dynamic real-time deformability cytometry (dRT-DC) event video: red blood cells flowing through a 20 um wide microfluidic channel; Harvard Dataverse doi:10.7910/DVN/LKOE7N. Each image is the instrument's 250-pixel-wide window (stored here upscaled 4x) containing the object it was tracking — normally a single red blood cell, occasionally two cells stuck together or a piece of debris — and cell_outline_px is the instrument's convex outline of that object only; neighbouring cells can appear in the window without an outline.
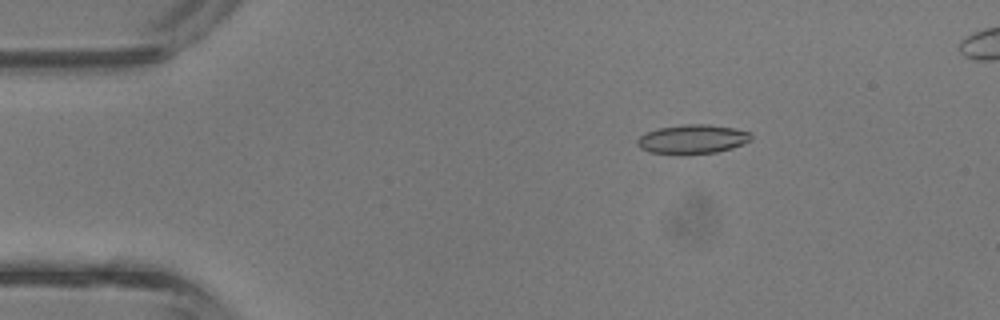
{"species": "common noctule bat (a hibernating species)", "species_latin": "Nyctalus noctula", "temperature_condition": "room temperature", "stored_images_in_passage": 4, "camera_frame_rate_fps": 3000, "um_per_image_px": 0.085, "animal": {"sex": "male", "body_mass_g": 13.3}, "frame": {"image": 1, "passage_image": 2, "time_ms": 0.333, "image_size_px": [1000, 320], "cell_outline_px": [[752, 140], [744, 144], [732, 148], [716, 152], [648, 152], [640, 148], [636, 144], [636, 140], [644, 132], [656, 128], [684, 124], [708, 124], [732, 128], [752, 132]], "centroid_in_image_um": [58.87, 11.79], "position_along_channel_um": 26.1, "area_um2": 19.02}}